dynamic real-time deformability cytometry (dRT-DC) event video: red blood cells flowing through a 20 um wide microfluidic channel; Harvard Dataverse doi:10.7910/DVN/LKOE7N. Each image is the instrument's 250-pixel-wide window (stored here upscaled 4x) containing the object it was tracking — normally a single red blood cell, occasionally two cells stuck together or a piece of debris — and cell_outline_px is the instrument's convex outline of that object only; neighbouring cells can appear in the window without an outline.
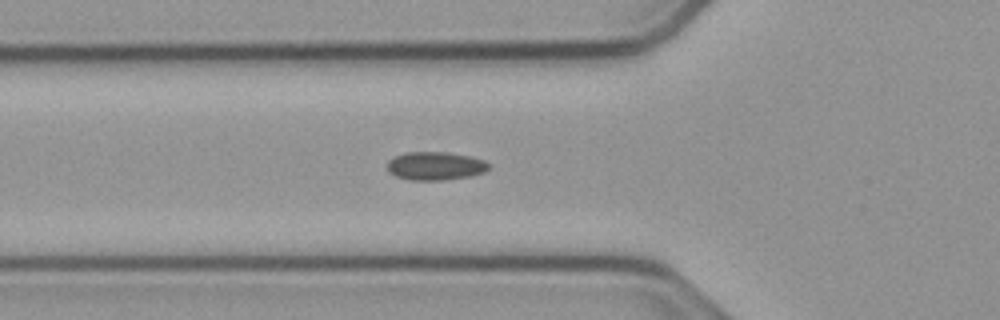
{"species": "common noctule bat (a hibernating species)", "species_latin": "Nyctalus noctula", "temperature_condition": "cold", "stored_images_in_passage": 38, "camera_frame_rate_fps": 3000, "um_per_image_px": 0.085, "animal": {"sex": "male", "body_mass_g": 23.1, "forearm_length_mm": 52.7}, "frame": {"image": 1, "passage_image": 2, "time_ms": 0.333, "image_size_px": [1000, 320], "cell_outline_px": [[488, 168], [484, 172], [468, 176], [444, 180], [408, 180], [396, 176], [388, 172], [388, 160], [392, 156], [404, 152], [444, 152], [468, 156], [484, 160], [488, 164]], "centroid_in_image_um": [36.93, 14.1], "position_along_channel_um": 88.9, "area_um2": 16.7}}
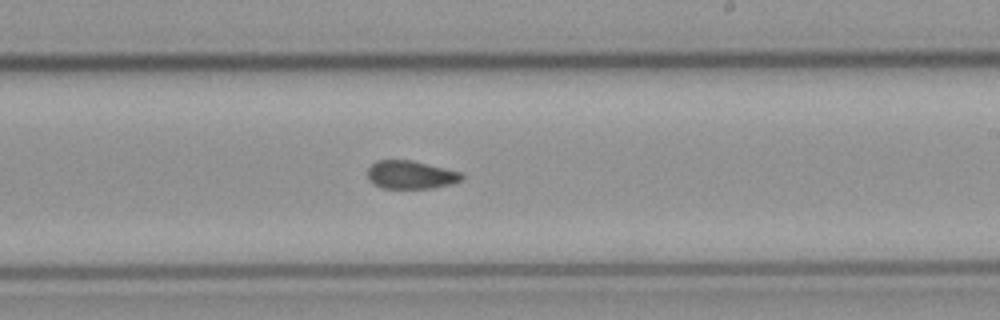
{"frame": {"image": 2, "passage_image": 15, "time_ms": 4.667, "image_size_px": [1000, 320], "cell_outline_px": [[464, 180], [452, 184], [432, 188], [384, 188], [372, 184], [368, 180], [368, 168], [376, 160], [412, 160], [464, 172]], "centroid_in_image_um": [34.96, 14.85], "position_along_channel_um": 254.0, "area_um2": 15.78}}
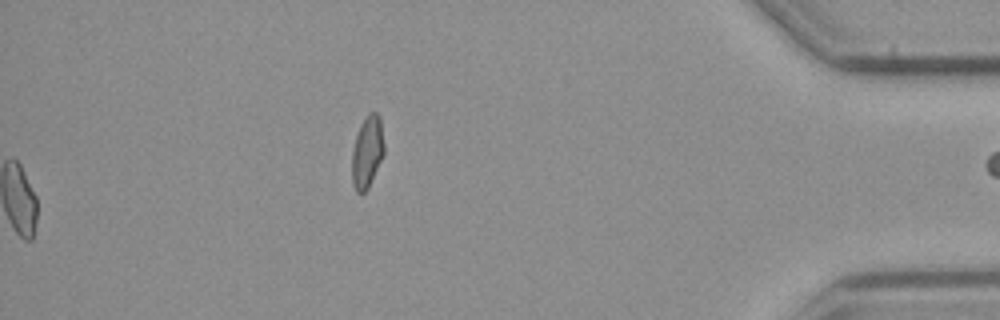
{"frame": {"image": 3, "passage_image": 38, "time_ms": 12.333, "image_size_px": [1000, 320], "cell_outline_px": [[384, 152], [368, 188], [364, 192], [356, 192], [352, 184], [352, 152], [356, 136], [360, 124], [368, 112], [376, 112], [380, 116], [384, 144]], "centroid_in_image_um": [31.2, 12.88], "position_along_channel_um": 404.0, "area_um2": 13.41}}